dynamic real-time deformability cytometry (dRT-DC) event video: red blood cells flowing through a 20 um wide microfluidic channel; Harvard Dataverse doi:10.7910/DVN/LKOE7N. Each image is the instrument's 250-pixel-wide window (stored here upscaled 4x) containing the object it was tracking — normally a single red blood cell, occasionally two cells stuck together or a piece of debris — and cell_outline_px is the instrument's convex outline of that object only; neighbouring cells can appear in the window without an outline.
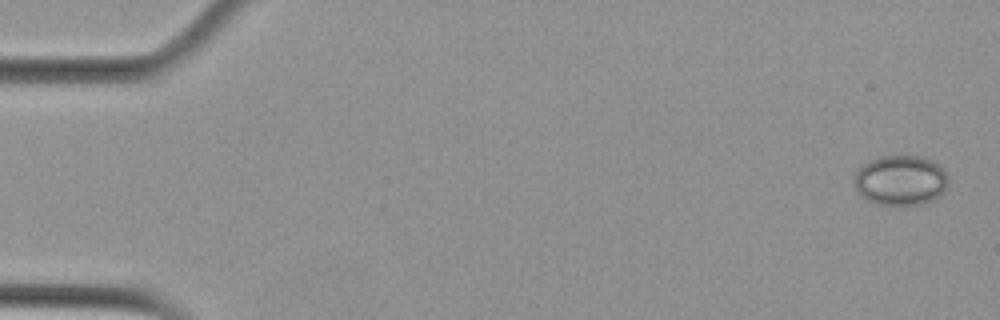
{"species": "Egyptian fruit bat (a non-hibernating species)", "species_latin": "Rousettus aegyptiacus", "temperature_condition": "cold", "stored_images_in_passage": 5, "camera_frame_rate_fps": 3000, "um_per_image_px": 0.085, "animal": {"sex": "female"}, "frame": {"image": 1, "passage_image": 1, "time_ms": 0.0, "image_size_px": [1000, 320], "cell_outline_px": [[948, 188], [944, 192], [932, 200], [920, 204], [896, 208], [876, 204], [860, 196], [856, 188], [856, 172], [868, 160], [880, 156], [900, 152], [920, 156], [932, 160], [940, 164], [944, 168], [948, 176]], "centroid_in_image_um": [76.59, 15.31], "position_along_channel_um": 8.4, "area_um2": 28.73}}